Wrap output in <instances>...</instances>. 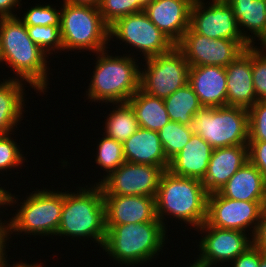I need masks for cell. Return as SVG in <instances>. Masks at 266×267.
<instances>
[{
  "mask_svg": "<svg viewBox=\"0 0 266 267\" xmlns=\"http://www.w3.org/2000/svg\"><path fill=\"white\" fill-rule=\"evenodd\" d=\"M49 58L29 37L19 17L0 18V65L10 68L13 74L9 79L23 81L30 86L28 90L32 88L37 95H46L52 74Z\"/></svg>",
  "mask_w": 266,
  "mask_h": 267,
  "instance_id": "cell-1",
  "label": "cell"
},
{
  "mask_svg": "<svg viewBox=\"0 0 266 267\" xmlns=\"http://www.w3.org/2000/svg\"><path fill=\"white\" fill-rule=\"evenodd\" d=\"M112 48L90 54L95 55V66L89 75L91 80L84 102H101L102 106L104 103H124L140 89V59L125 53L118 55V48L117 54L110 53Z\"/></svg>",
  "mask_w": 266,
  "mask_h": 267,
  "instance_id": "cell-2",
  "label": "cell"
},
{
  "mask_svg": "<svg viewBox=\"0 0 266 267\" xmlns=\"http://www.w3.org/2000/svg\"><path fill=\"white\" fill-rule=\"evenodd\" d=\"M88 184H83V187L77 184V191L64 189L61 220L55 238H71L70 241L75 239L76 242L79 239H91L90 245L93 241L95 247L99 246L100 252L106 238L103 191L99 184Z\"/></svg>",
  "mask_w": 266,
  "mask_h": 267,
  "instance_id": "cell-3",
  "label": "cell"
},
{
  "mask_svg": "<svg viewBox=\"0 0 266 267\" xmlns=\"http://www.w3.org/2000/svg\"><path fill=\"white\" fill-rule=\"evenodd\" d=\"M208 195L201 180L176 176L166 170L155 197L157 218L169 231L176 227L170 229L167 220L186 224L181 228L190 226L189 229L196 230L206 220Z\"/></svg>",
  "mask_w": 266,
  "mask_h": 267,
  "instance_id": "cell-4",
  "label": "cell"
},
{
  "mask_svg": "<svg viewBox=\"0 0 266 267\" xmlns=\"http://www.w3.org/2000/svg\"><path fill=\"white\" fill-rule=\"evenodd\" d=\"M167 233L161 222L106 225V238L101 250L107 252L105 255L110 261L112 259L121 267H143L147 263L150 266L149 262L154 263L159 254L165 253L164 246L169 240Z\"/></svg>",
  "mask_w": 266,
  "mask_h": 267,
  "instance_id": "cell-5",
  "label": "cell"
},
{
  "mask_svg": "<svg viewBox=\"0 0 266 267\" xmlns=\"http://www.w3.org/2000/svg\"><path fill=\"white\" fill-rule=\"evenodd\" d=\"M58 188H51V190L47 187L35 188L36 190L34 189L30 193L26 192V196L22 198L18 194H10V207L12 211L16 212L9 217V233L12 238V245L13 238L18 236L24 238V235L29 238L33 236L42 239L45 236L54 239L53 237L59 228L64 203V187L62 186L61 191ZM14 235L16 236L14 237Z\"/></svg>",
  "mask_w": 266,
  "mask_h": 267,
  "instance_id": "cell-6",
  "label": "cell"
},
{
  "mask_svg": "<svg viewBox=\"0 0 266 267\" xmlns=\"http://www.w3.org/2000/svg\"><path fill=\"white\" fill-rule=\"evenodd\" d=\"M59 4L62 5L60 31L64 54L69 51L76 54L88 51L90 55L110 48L109 26L98 7L65 2Z\"/></svg>",
  "mask_w": 266,
  "mask_h": 267,
  "instance_id": "cell-7",
  "label": "cell"
},
{
  "mask_svg": "<svg viewBox=\"0 0 266 267\" xmlns=\"http://www.w3.org/2000/svg\"><path fill=\"white\" fill-rule=\"evenodd\" d=\"M191 129L213 149L248 144V109L203 106L193 117Z\"/></svg>",
  "mask_w": 266,
  "mask_h": 267,
  "instance_id": "cell-8",
  "label": "cell"
},
{
  "mask_svg": "<svg viewBox=\"0 0 266 267\" xmlns=\"http://www.w3.org/2000/svg\"><path fill=\"white\" fill-rule=\"evenodd\" d=\"M111 42H115L116 46L119 44L118 47L120 48L119 51H122L121 53L126 52L125 54L127 55L129 53L130 56L139 59L142 56V59H146L167 53L176 46L168 36L148 18L144 11L121 17L110 25L109 44L113 45ZM120 45L125 51L121 49L122 47H120ZM127 48L131 49L126 51ZM138 55L140 56L138 57Z\"/></svg>",
  "mask_w": 266,
  "mask_h": 267,
  "instance_id": "cell-9",
  "label": "cell"
},
{
  "mask_svg": "<svg viewBox=\"0 0 266 267\" xmlns=\"http://www.w3.org/2000/svg\"><path fill=\"white\" fill-rule=\"evenodd\" d=\"M189 68L184 54L176 46L167 53L143 59L140 89L150 96L164 99L188 83Z\"/></svg>",
  "mask_w": 266,
  "mask_h": 267,
  "instance_id": "cell-10",
  "label": "cell"
},
{
  "mask_svg": "<svg viewBox=\"0 0 266 267\" xmlns=\"http://www.w3.org/2000/svg\"><path fill=\"white\" fill-rule=\"evenodd\" d=\"M201 235L192 261L195 265L205 267H227L238 255L253 245L252 236L238 230L221 229L204 222L195 230ZM203 234V235H202ZM226 262V263H225ZM218 265V266H217Z\"/></svg>",
  "mask_w": 266,
  "mask_h": 267,
  "instance_id": "cell-11",
  "label": "cell"
},
{
  "mask_svg": "<svg viewBox=\"0 0 266 267\" xmlns=\"http://www.w3.org/2000/svg\"><path fill=\"white\" fill-rule=\"evenodd\" d=\"M176 47L190 67L228 66L250 45L245 40L213 39L194 32L190 27Z\"/></svg>",
  "mask_w": 266,
  "mask_h": 267,
  "instance_id": "cell-12",
  "label": "cell"
},
{
  "mask_svg": "<svg viewBox=\"0 0 266 267\" xmlns=\"http://www.w3.org/2000/svg\"><path fill=\"white\" fill-rule=\"evenodd\" d=\"M265 204L266 201L229 199L213 192L208 195L205 222L221 229L243 231L253 237Z\"/></svg>",
  "mask_w": 266,
  "mask_h": 267,
  "instance_id": "cell-13",
  "label": "cell"
},
{
  "mask_svg": "<svg viewBox=\"0 0 266 267\" xmlns=\"http://www.w3.org/2000/svg\"><path fill=\"white\" fill-rule=\"evenodd\" d=\"M166 170L160 166L125 161L100 183L103 195H135L156 197L161 177Z\"/></svg>",
  "mask_w": 266,
  "mask_h": 267,
  "instance_id": "cell-14",
  "label": "cell"
},
{
  "mask_svg": "<svg viewBox=\"0 0 266 267\" xmlns=\"http://www.w3.org/2000/svg\"><path fill=\"white\" fill-rule=\"evenodd\" d=\"M190 28L213 39L244 40L232 8L222 0H194L190 10Z\"/></svg>",
  "mask_w": 266,
  "mask_h": 267,
  "instance_id": "cell-15",
  "label": "cell"
},
{
  "mask_svg": "<svg viewBox=\"0 0 266 267\" xmlns=\"http://www.w3.org/2000/svg\"><path fill=\"white\" fill-rule=\"evenodd\" d=\"M105 224L161 222L156 215L155 197L103 195Z\"/></svg>",
  "mask_w": 266,
  "mask_h": 267,
  "instance_id": "cell-16",
  "label": "cell"
},
{
  "mask_svg": "<svg viewBox=\"0 0 266 267\" xmlns=\"http://www.w3.org/2000/svg\"><path fill=\"white\" fill-rule=\"evenodd\" d=\"M194 0H153L144 7L148 18L176 45L190 27Z\"/></svg>",
  "mask_w": 266,
  "mask_h": 267,
  "instance_id": "cell-17",
  "label": "cell"
},
{
  "mask_svg": "<svg viewBox=\"0 0 266 267\" xmlns=\"http://www.w3.org/2000/svg\"><path fill=\"white\" fill-rule=\"evenodd\" d=\"M227 106L250 109L258 100L252 79V46L225 67Z\"/></svg>",
  "mask_w": 266,
  "mask_h": 267,
  "instance_id": "cell-18",
  "label": "cell"
},
{
  "mask_svg": "<svg viewBox=\"0 0 266 267\" xmlns=\"http://www.w3.org/2000/svg\"><path fill=\"white\" fill-rule=\"evenodd\" d=\"M188 84L206 107L227 106V77L224 67L195 66L189 68Z\"/></svg>",
  "mask_w": 266,
  "mask_h": 267,
  "instance_id": "cell-19",
  "label": "cell"
},
{
  "mask_svg": "<svg viewBox=\"0 0 266 267\" xmlns=\"http://www.w3.org/2000/svg\"><path fill=\"white\" fill-rule=\"evenodd\" d=\"M248 161V146L213 149L205 177L201 181L210 194L219 189Z\"/></svg>",
  "mask_w": 266,
  "mask_h": 267,
  "instance_id": "cell-20",
  "label": "cell"
},
{
  "mask_svg": "<svg viewBox=\"0 0 266 267\" xmlns=\"http://www.w3.org/2000/svg\"><path fill=\"white\" fill-rule=\"evenodd\" d=\"M3 76L5 79H0V135H7L19 130L17 126L22 127L21 121L25 120L24 114L28 112L25 103H29L26 101L30 99L25 89L30 86L23 81L5 77L7 75Z\"/></svg>",
  "mask_w": 266,
  "mask_h": 267,
  "instance_id": "cell-21",
  "label": "cell"
},
{
  "mask_svg": "<svg viewBox=\"0 0 266 267\" xmlns=\"http://www.w3.org/2000/svg\"><path fill=\"white\" fill-rule=\"evenodd\" d=\"M213 148L200 135L193 133L188 143L171 160L168 170L180 177L203 180Z\"/></svg>",
  "mask_w": 266,
  "mask_h": 267,
  "instance_id": "cell-22",
  "label": "cell"
},
{
  "mask_svg": "<svg viewBox=\"0 0 266 267\" xmlns=\"http://www.w3.org/2000/svg\"><path fill=\"white\" fill-rule=\"evenodd\" d=\"M125 161L136 164L160 166L168 170L170 161L165 156L157 131L139 127L123 143Z\"/></svg>",
  "mask_w": 266,
  "mask_h": 267,
  "instance_id": "cell-23",
  "label": "cell"
},
{
  "mask_svg": "<svg viewBox=\"0 0 266 267\" xmlns=\"http://www.w3.org/2000/svg\"><path fill=\"white\" fill-rule=\"evenodd\" d=\"M227 3L243 39L250 46L261 45L266 39V0H228Z\"/></svg>",
  "mask_w": 266,
  "mask_h": 267,
  "instance_id": "cell-24",
  "label": "cell"
},
{
  "mask_svg": "<svg viewBox=\"0 0 266 267\" xmlns=\"http://www.w3.org/2000/svg\"><path fill=\"white\" fill-rule=\"evenodd\" d=\"M218 193L234 200L266 201V182L262 173L247 161Z\"/></svg>",
  "mask_w": 266,
  "mask_h": 267,
  "instance_id": "cell-25",
  "label": "cell"
},
{
  "mask_svg": "<svg viewBox=\"0 0 266 267\" xmlns=\"http://www.w3.org/2000/svg\"><path fill=\"white\" fill-rule=\"evenodd\" d=\"M135 112L139 127L159 131L170 122L164 100L139 89L128 101Z\"/></svg>",
  "mask_w": 266,
  "mask_h": 267,
  "instance_id": "cell-26",
  "label": "cell"
},
{
  "mask_svg": "<svg viewBox=\"0 0 266 267\" xmlns=\"http://www.w3.org/2000/svg\"><path fill=\"white\" fill-rule=\"evenodd\" d=\"M109 105L112 107V110L108 108L110 110L109 112L106 110L105 113H102L104 115L106 114V117L103 115L106 119L102 125L104 128L102 133L107 137L123 143L138 130V120L134 110L128 102L107 103L104 107Z\"/></svg>",
  "mask_w": 266,
  "mask_h": 267,
  "instance_id": "cell-27",
  "label": "cell"
},
{
  "mask_svg": "<svg viewBox=\"0 0 266 267\" xmlns=\"http://www.w3.org/2000/svg\"><path fill=\"white\" fill-rule=\"evenodd\" d=\"M163 100L170 121L188 126H191L194 115L203 107L188 83Z\"/></svg>",
  "mask_w": 266,
  "mask_h": 267,
  "instance_id": "cell-28",
  "label": "cell"
},
{
  "mask_svg": "<svg viewBox=\"0 0 266 267\" xmlns=\"http://www.w3.org/2000/svg\"><path fill=\"white\" fill-rule=\"evenodd\" d=\"M102 136L97 140L96 152L93 153L94 162L96 167L94 168L103 170V173L99 171L98 176L100 178L94 180V184H99L105 177H107L112 171H115L119 166H121L125 162L124 152H123V144L122 142L116 141L113 138L107 137L105 134H101ZM103 174V175H102Z\"/></svg>",
  "mask_w": 266,
  "mask_h": 267,
  "instance_id": "cell-29",
  "label": "cell"
},
{
  "mask_svg": "<svg viewBox=\"0 0 266 267\" xmlns=\"http://www.w3.org/2000/svg\"><path fill=\"white\" fill-rule=\"evenodd\" d=\"M193 133L191 126L174 121H170L158 131L165 156L169 161L182 150Z\"/></svg>",
  "mask_w": 266,
  "mask_h": 267,
  "instance_id": "cell-30",
  "label": "cell"
},
{
  "mask_svg": "<svg viewBox=\"0 0 266 267\" xmlns=\"http://www.w3.org/2000/svg\"><path fill=\"white\" fill-rule=\"evenodd\" d=\"M12 135H15V132L0 135V175L3 174V177L7 175L4 173L11 172L12 170L15 172L14 169L18 171L19 168L22 170V166L27 167L24 164L28 162L27 153L24 156V151H22L24 147H20L16 139H13L16 137H12ZM0 178L1 180L3 179L2 176Z\"/></svg>",
  "mask_w": 266,
  "mask_h": 267,
  "instance_id": "cell-31",
  "label": "cell"
},
{
  "mask_svg": "<svg viewBox=\"0 0 266 267\" xmlns=\"http://www.w3.org/2000/svg\"><path fill=\"white\" fill-rule=\"evenodd\" d=\"M29 37L49 56L61 53L63 51V42L60 26H26ZM54 54V55H52Z\"/></svg>",
  "mask_w": 266,
  "mask_h": 267,
  "instance_id": "cell-32",
  "label": "cell"
},
{
  "mask_svg": "<svg viewBox=\"0 0 266 267\" xmlns=\"http://www.w3.org/2000/svg\"><path fill=\"white\" fill-rule=\"evenodd\" d=\"M35 6L31 8H26L27 10L23 13V15H19V19L26 26H60L61 20V7L54 6V4L46 3H34ZM58 7V9L56 8ZM21 16V18H20Z\"/></svg>",
  "mask_w": 266,
  "mask_h": 267,
  "instance_id": "cell-33",
  "label": "cell"
},
{
  "mask_svg": "<svg viewBox=\"0 0 266 267\" xmlns=\"http://www.w3.org/2000/svg\"><path fill=\"white\" fill-rule=\"evenodd\" d=\"M144 7L140 0H101L98 8L104 22L110 26L121 17L143 11Z\"/></svg>",
  "mask_w": 266,
  "mask_h": 267,
  "instance_id": "cell-34",
  "label": "cell"
},
{
  "mask_svg": "<svg viewBox=\"0 0 266 267\" xmlns=\"http://www.w3.org/2000/svg\"><path fill=\"white\" fill-rule=\"evenodd\" d=\"M252 79L257 100L266 101V51L260 46H252Z\"/></svg>",
  "mask_w": 266,
  "mask_h": 267,
  "instance_id": "cell-35",
  "label": "cell"
},
{
  "mask_svg": "<svg viewBox=\"0 0 266 267\" xmlns=\"http://www.w3.org/2000/svg\"><path fill=\"white\" fill-rule=\"evenodd\" d=\"M248 141L266 142V101H257L248 109Z\"/></svg>",
  "mask_w": 266,
  "mask_h": 267,
  "instance_id": "cell-36",
  "label": "cell"
},
{
  "mask_svg": "<svg viewBox=\"0 0 266 267\" xmlns=\"http://www.w3.org/2000/svg\"><path fill=\"white\" fill-rule=\"evenodd\" d=\"M248 161L263 175L266 182V142L248 141Z\"/></svg>",
  "mask_w": 266,
  "mask_h": 267,
  "instance_id": "cell-37",
  "label": "cell"
},
{
  "mask_svg": "<svg viewBox=\"0 0 266 267\" xmlns=\"http://www.w3.org/2000/svg\"><path fill=\"white\" fill-rule=\"evenodd\" d=\"M265 253L254 245L245 252L238 255L228 266L229 267H259L260 258ZM227 266V267H228Z\"/></svg>",
  "mask_w": 266,
  "mask_h": 267,
  "instance_id": "cell-38",
  "label": "cell"
},
{
  "mask_svg": "<svg viewBox=\"0 0 266 267\" xmlns=\"http://www.w3.org/2000/svg\"><path fill=\"white\" fill-rule=\"evenodd\" d=\"M253 245L266 253V204L262 209L260 220L252 237Z\"/></svg>",
  "mask_w": 266,
  "mask_h": 267,
  "instance_id": "cell-39",
  "label": "cell"
},
{
  "mask_svg": "<svg viewBox=\"0 0 266 267\" xmlns=\"http://www.w3.org/2000/svg\"><path fill=\"white\" fill-rule=\"evenodd\" d=\"M7 187H0V230H9V218L4 214V212L10 207V194H11V188L6 190ZM4 209V210H3ZM3 210V211H2ZM4 214V215H3ZM3 216H5L6 220L2 219L4 218ZM2 217V218H1ZM8 219V220H7Z\"/></svg>",
  "mask_w": 266,
  "mask_h": 267,
  "instance_id": "cell-40",
  "label": "cell"
},
{
  "mask_svg": "<svg viewBox=\"0 0 266 267\" xmlns=\"http://www.w3.org/2000/svg\"><path fill=\"white\" fill-rule=\"evenodd\" d=\"M22 0H0V18L18 17V10L22 12ZM16 14H15V13Z\"/></svg>",
  "mask_w": 266,
  "mask_h": 267,
  "instance_id": "cell-41",
  "label": "cell"
},
{
  "mask_svg": "<svg viewBox=\"0 0 266 267\" xmlns=\"http://www.w3.org/2000/svg\"><path fill=\"white\" fill-rule=\"evenodd\" d=\"M11 237L9 230H0V267H7L8 257L7 253L10 251L8 247H11L10 243ZM10 243V246H9ZM8 249V251L6 250Z\"/></svg>",
  "mask_w": 266,
  "mask_h": 267,
  "instance_id": "cell-42",
  "label": "cell"
},
{
  "mask_svg": "<svg viewBox=\"0 0 266 267\" xmlns=\"http://www.w3.org/2000/svg\"><path fill=\"white\" fill-rule=\"evenodd\" d=\"M20 261H11L10 259H9V262H8V264H7V267H45L43 264H44V262L43 263H41V261L40 260H38L39 261V263L37 262V259H36V261H34V262H32V260H31V262H30V264L27 262V260H25V259H22L21 260V258L19 259ZM23 260H25V261H23ZM37 262V263H36ZM9 263H12V264H9Z\"/></svg>",
  "mask_w": 266,
  "mask_h": 267,
  "instance_id": "cell-43",
  "label": "cell"
},
{
  "mask_svg": "<svg viewBox=\"0 0 266 267\" xmlns=\"http://www.w3.org/2000/svg\"><path fill=\"white\" fill-rule=\"evenodd\" d=\"M62 1L71 5L99 7L101 0H62Z\"/></svg>",
  "mask_w": 266,
  "mask_h": 267,
  "instance_id": "cell-44",
  "label": "cell"
},
{
  "mask_svg": "<svg viewBox=\"0 0 266 267\" xmlns=\"http://www.w3.org/2000/svg\"><path fill=\"white\" fill-rule=\"evenodd\" d=\"M259 267H266V253L260 258Z\"/></svg>",
  "mask_w": 266,
  "mask_h": 267,
  "instance_id": "cell-45",
  "label": "cell"
},
{
  "mask_svg": "<svg viewBox=\"0 0 266 267\" xmlns=\"http://www.w3.org/2000/svg\"><path fill=\"white\" fill-rule=\"evenodd\" d=\"M260 47L266 51V39L263 41V43L260 45Z\"/></svg>",
  "mask_w": 266,
  "mask_h": 267,
  "instance_id": "cell-46",
  "label": "cell"
},
{
  "mask_svg": "<svg viewBox=\"0 0 266 267\" xmlns=\"http://www.w3.org/2000/svg\"><path fill=\"white\" fill-rule=\"evenodd\" d=\"M144 5L148 4L149 2H152L153 0H140Z\"/></svg>",
  "mask_w": 266,
  "mask_h": 267,
  "instance_id": "cell-47",
  "label": "cell"
},
{
  "mask_svg": "<svg viewBox=\"0 0 266 267\" xmlns=\"http://www.w3.org/2000/svg\"><path fill=\"white\" fill-rule=\"evenodd\" d=\"M187 267H197V265H195L194 263H192V264L190 263L189 266L187 264Z\"/></svg>",
  "mask_w": 266,
  "mask_h": 267,
  "instance_id": "cell-48",
  "label": "cell"
}]
</instances>
